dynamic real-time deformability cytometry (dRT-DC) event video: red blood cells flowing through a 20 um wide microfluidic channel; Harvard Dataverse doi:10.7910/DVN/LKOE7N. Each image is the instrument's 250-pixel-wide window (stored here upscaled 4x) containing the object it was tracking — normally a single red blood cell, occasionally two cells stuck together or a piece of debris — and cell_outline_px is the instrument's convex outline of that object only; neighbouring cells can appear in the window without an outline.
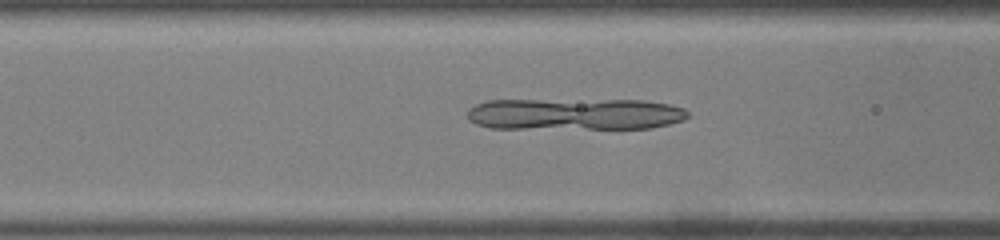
{"species": "common noctule bat (a hibernating species)", "species_latin": "Nyctalus noctula", "temperature_condition": "warm", "stored_images_in_passage": 44, "camera_frame_rate_fps": 3000, "um_per_image_px": 0.085, "animal": {"sex": "male", "body_mass_g": 19.0, "forearm_length_mm": 50.8}, "frame": {"image": 1, "passage_image": 13, "time_ms": 4.0, "image_size_px": [1000, 240], "cell_outline_px": [[688, 116], [684, 120], [652, 128], [492, 128], [476, 124], [468, 120], [468, 108], [476, 104], [488, 100], [644, 100], [668, 104], [684, 108], [688, 112]], "centroid_in_image_um": [48.85, 9.69], "position_along_channel_um": 117.7, "area_um2": 40.86}}
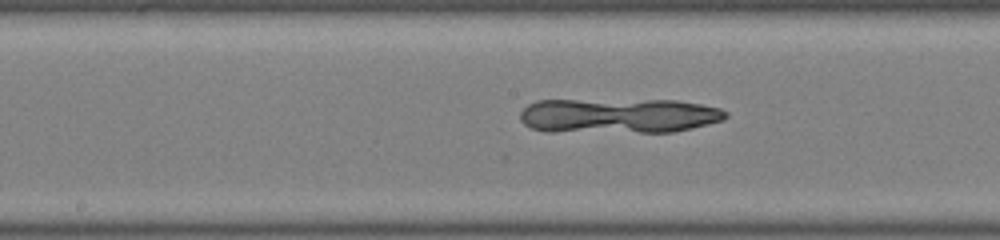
{"frame": {"image": 2, "passage_image": 19, "time_ms": 6.0, "image_size_px": [1000, 240], "cell_outline_px": [[728, 116], [724, 120], [692, 128], [672, 132], [548, 132], [532, 128], [524, 124], [520, 120], [520, 112], [528, 104], [536, 100], [676, 100], [700, 104], [720, 108], [728, 112]], "centroid_in_image_um": [52.57, 9.84], "position_along_channel_um": 195.6, "area_um2": 42.31}}
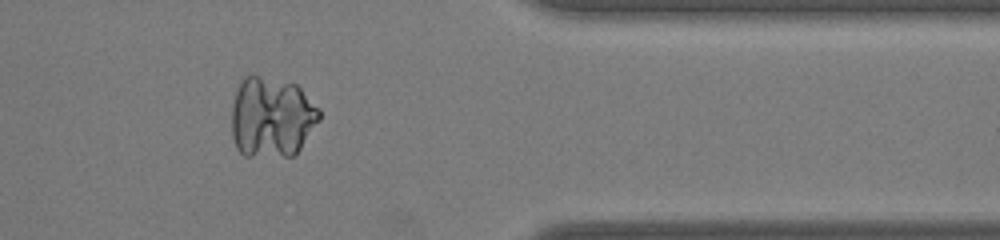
{"frame": {"image": 3, "passage_image": 35, "time_ms": 11.333, "image_size_px": [1000, 240], "cell_outline_px": [[320, 120], [300, 148], [292, 156], [244, 156], [236, 148], [232, 136], [232, 104], [236, 92], [244, 76], [252, 72], [296, 84], [320, 108]], "centroid_in_image_um": [23.08, 9.93], "position_along_channel_um": 388.3, "area_um2": 41.73}}